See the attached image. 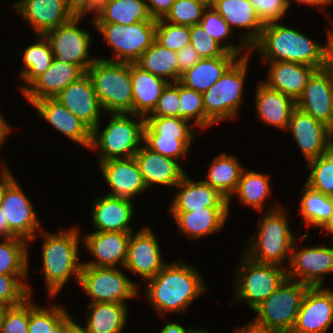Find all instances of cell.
Returning a JSON list of instances; mask_svg holds the SVG:
<instances>
[{
	"label": "cell",
	"mask_w": 333,
	"mask_h": 333,
	"mask_svg": "<svg viewBox=\"0 0 333 333\" xmlns=\"http://www.w3.org/2000/svg\"><path fill=\"white\" fill-rule=\"evenodd\" d=\"M145 293L155 312H186L189 305L206 291L202 275L184 261L167 263L146 281Z\"/></svg>",
	"instance_id": "cell-1"
},
{
	"label": "cell",
	"mask_w": 333,
	"mask_h": 333,
	"mask_svg": "<svg viewBox=\"0 0 333 333\" xmlns=\"http://www.w3.org/2000/svg\"><path fill=\"white\" fill-rule=\"evenodd\" d=\"M327 43L322 45L305 34L279 21L264 24L259 40L250 48L263 55L264 61H286L322 68L324 53L333 39V30L328 31Z\"/></svg>",
	"instance_id": "cell-2"
},
{
	"label": "cell",
	"mask_w": 333,
	"mask_h": 333,
	"mask_svg": "<svg viewBox=\"0 0 333 333\" xmlns=\"http://www.w3.org/2000/svg\"><path fill=\"white\" fill-rule=\"evenodd\" d=\"M41 234L43 235L41 270L44 272L48 294L55 298L54 296L65 287L69 278L75 277L79 282L83 265L78 259L80 234L76 227L56 234L47 231H42Z\"/></svg>",
	"instance_id": "cell-3"
},
{
	"label": "cell",
	"mask_w": 333,
	"mask_h": 333,
	"mask_svg": "<svg viewBox=\"0 0 333 333\" xmlns=\"http://www.w3.org/2000/svg\"><path fill=\"white\" fill-rule=\"evenodd\" d=\"M288 222L286 209L272 205L258 222L250 245L242 253L260 263L282 266L287 259L289 264L292 246L297 238Z\"/></svg>",
	"instance_id": "cell-4"
},
{
	"label": "cell",
	"mask_w": 333,
	"mask_h": 333,
	"mask_svg": "<svg viewBox=\"0 0 333 333\" xmlns=\"http://www.w3.org/2000/svg\"><path fill=\"white\" fill-rule=\"evenodd\" d=\"M110 116L103 131L99 130L100 125L92 130L89 149H98L99 162L134 157L144 144L145 117L132 113H111Z\"/></svg>",
	"instance_id": "cell-5"
},
{
	"label": "cell",
	"mask_w": 333,
	"mask_h": 333,
	"mask_svg": "<svg viewBox=\"0 0 333 333\" xmlns=\"http://www.w3.org/2000/svg\"><path fill=\"white\" fill-rule=\"evenodd\" d=\"M105 112L132 113L133 92L130 63L97 58L87 70Z\"/></svg>",
	"instance_id": "cell-6"
},
{
	"label": "cell",
	"mask_w": 333,
	"mask_h": 333,
	"mask_svg": "<svg viewBox=\"0 0 333 333\" xmlns=\"http://www.w3.org/2000/svg\"><path fill=\"white\" fill-rule=\"evenodd\" d=\"M310 286L286 278L282 284L253 311L257 316L249 323L274 333H291L305 293Z\"/></svg>",
	"instance_id": "cell-7"
},
{
	"label": "cell",
	"mask_w": 333,
	"mask_h": 333,
	"mask_svg": "<svg viewBox=\"0 0 333 333\" xmlns=\"http://www.w3.org/2000/svg\"><path fill=\"white\" fill-rule=\"evenodd\" d=\"M250 52L245 51L208 90L203 93L206 116L217 124L234 119L244 93Z\"/></svg>",
	"instance_id": "cell-8"
},
{
	"label": "cell",
	"mask_w": 333,
	"mask_h": 333,
	"mask_svg": "<svg viewBox=\"0 0 333 333\" xmlns=\"http://www.w3.org/2000/svg\"><path fill=\"white\" fill-rule=\"evenodd\" d=\"M235 270L234 302L245 301L252 310L268 298L287 278L280 265L260 263L245 254Z\"/></svg>",
	"instance_id": "cell-9"
},
{
	"label": "cell",
	"mask_w": 333,
	"mask_h": 333,
	"mask_svg": "<svg viewBox=\"0 0 333 333\" xmlns=\"http://www.w3.org/2000/svg\"><path fill=\"white\" fill-rule=\"evenodd\" d=\"M78 284L81 285L86 295L92 298L91 303L127 304L126 300L137 298L140 292L138 284L130 280L117 267L83 264Z\"/></svg>",
	"instance_id": "cell-10"
},
{
	"label": "cell",
	"mask_w": 333,
	"mask_h": 333,
	"mask_svg": "<svg viewBox=\"0 0 333 333\" xmlns=\"http://www.w3.org/2000/svg\"><path fill=\"white\" fill-rule=\"evenodd\" d=\"M91 23L113 48L117 57L106 60L135 63L155 41L156 21H142L126 26L94 23L93 20Z\"/></svg>",
	"instance_id": "cell-11"
},
{
	"label": "cell",
	"mask_w": 333,
	"mask_h": 333,
	"mask_svg": "<svg viewBox=\"0 0 333 333\" xmlns=\"http://www.w3.org/2000/svg\"><path fill=\"white\" fill-rule=\"evenodd\" d=\"M80 20L81 17H74L67 23L48 31L45 37L51 44L55 59L73 63L87 72L97 58L89 56L91 35L78 26Z\"/></svg>",
	"instance_id": "cell-12"
},
{
	"label": "cell",
	"mask_w": 333,
	"mask_h": 333,
	"mask_svg": "<svg viewBox=\"0 0 333 333\" xmlns=\"http://www.w3.org/2000/svg\"><path fill=\"white\" fill-rule=\"evenodd\" d=\"M296 241L292 246L289 267H286L287 278L310 287L324 286V278L333 272V247L319 245L300 249Z\"/></svg>",
	"instance_id": "cell-13"
},
{
	"label": "cell",
	"mask_w": 333,
	"mask_h": 333,
	"mask_svg": "<svg viewBox=\"0 0 333 333\" xmlns=\"http://www.w3.org/2000/svg\"><path fill=\"white\" fill-rule=\"evenodd\" d=\"M21 188L15 179L5 191L0 206L3 210L4 224H9L10 234L32 242L37 238V231L42 230L41 223L31 200Z\"/></svg>",
	"instance_id": "cell-14"
},
{
	"label": "cell",
	"mask_w": 333,
	"mask_h": 333,
	"mask_svg": "<svg viewBox=\"0 0 333 333\" xmlns=\"http://www.w3.org/2000/svg\"><path fill=\"white\" fill-rule=\"evenodd\" d=\"M333 324V290L309 287L291 333H326Z\"/></svg>",
	"instance_id": "cell-15"
},
{
	"label": "cell",
	"mask_w": 333,
	"mask_h": 333,
	"mask_svg": "<svg viewBox=\"0 0 333 333\" xmlns=\"http://www.w3.org/2000/svg\"><path fill=\"white\" fill-rule=\"evenodd\" d=\"M158 241L147 225L135 235L131 232L124 269L141 276L144 283L167 264L162 259Z\"/></svg>",
	"instance_id": "cell-16"
},
{
	"label": "cell",
	"mask_w": 333,
	"mask_h": 333,
	"mask_svg": "<svg viewBox=\"0 0 333 333\" xmlns=\"http://www.w3.org/2000/svg\"><path fill=\"white\" fill-rule=\"evenodd\" d=\"M286 130L291 132L306 162L330 149V128L298 107L293 110Z\"/></svg>",
	"instance_id": "cell-17"
},
{
	"label": "cell",
	"mask_w": 333,
	"mask_h": 333,
	"mask_svg": "<svg viewBox=\"0 0 333 333\" xmlns=\"http://www.w3.org/2000/svg\"><path fill=\"white\" fill-rule=\"evenodd\" d=\"M54 98L91 130L100 125L103 109L87 72L78 80L70 83Z\"/></svg>",
	"instance_id": "cell-18"
},
{
	"label": "cell",
	"mask_w": 333,
	"mask_h": 333,
	"mask_svg": "<svg viewBox=\"0 0 333 333\" xmlns=\"http://www.w3.org/2000/svg\"><path fill=\"white\" fill-rule=\"evenodd\" d=\"M102 175L112 197L131 199L142 194L147 187L134 157L109 159L99 162Z\"/></svg>",
	"instance_id": "cell-19"
},
{
	"label": "cell",
	"mask_w": 333,
	"mask_h": 333,
	"mask_svg": "<svg viewBox=\"0 0 333 333\" xmlns=\"http://www.w3.org/2000/svg\"><path fill=\"white\" fill-rule=\"evenodd\" d=\"M13 9L28 21L36 36L45 35L74 18L67 0H21L15 2Z\"/></svg>",
	"instance_id": "cell-20"
},
{
	"label": "cell",
	"mask_w": 333,
	"mask_h": 333,
	"mask_svg": "<svg viewBox=\"0 0 333 333\" xmlns=\"http://www.w3.org/2000/svg\"><path fill=\"white\" fill-rule=\"evenodd\" d=\"M131 233L93 231L82 236V247L95 257V261L83 262L87 266L124 268L127 259L128 242ZM97 260V261H96Z\"/></svg>",
	"instance_id": "cell-21"
},
{
	"label": "cell",
	"mask_w": 333,
	"mask_h": 333,
	"mask_svg": "<svg viewBox=\"0 0 333 333\" xmlns=\"http://www.w3.org/2000/svg\"><path fill=\"white\" fill-rule=\"evenodd\" d=\"M38 114L57 131L72 141L90 148L92 130L55 98H43L31 103Z\"/></svg>",
	"instance_id": "cell-22"
},
{
	"label": "cell",
	"mask_w": 333,
	"mask_h": 333,
	"mask_svg": "<svg viewBox=\"0 0 333 333\" xmlns=\"http://www.w3.org/2000/svg\"><path fill=\"white\" fill-rule=\"evenodd\" d=\"M85 73L81 67L73 63L61 62L54 58L50 67L22 93L30 104L43 98H54Z\"/></svg>",
	"instance_id": "cell-23"
},
{
	"label": "cell",
	"mask_w": 333,
	"mask_h": 333,
	"mask_svg": "<svg viewBox=\"0 0 333 333\" xmlns=\"http://www.w3.org/2000/svg\"><path fill=\"white\" fill-rule=\"evenodd\" d=\"M296 107L310 114L329 128L333 125V88L328 76L316 70L309 78Z\"/></svg>",
	"instance_id": "cell-24"
},
{
	"label": "cell",
	"mask_w": 333,
	"mask_h": 333,
	"mask_svg": "<svg viewBox=\"0 0 333 333\" xmlns=\"http://www.w3.org/2000/svg\"><path fill=\"white\" fill-rule=\"evenodd\" d=\"M91 214L92 224L96 231L133 232L130 226L134 215L131 199L109 195L96 197Z\"/></svg>",
	"instance_id": "cell-25"
},
{
	"label": "cell",
	"mask_w": 333,
	"mask_h": 333,
	"mask_svg": "<svg viewBox=\"0 0 333 333\" xmlns=\"http://www.w3.org/2000/svg\"><path fill=\"white\" fill-rule=\"evenodd\" d=\"M134 158L139 166L147 189L154 184L176 188L185 175L178 161L152 151L145 144L137 151Z\"/></svg>",
	"instance_id": "cell-26"
},
{
	"label": "cell",
	"mask_w": 333,
	"mask_h": 333,
	"mask_svg": "<svg viewBox=\"0 0 333 333\" xmlns=\"http://www.w3.org/2000/svg\"><path fill=\"white\" fill-rule=\"evenodd\" d=\"M170 212H191L203 207H228V200L204 180L195 181L186 173L176 186Z\"/></svg>",
	"instance_id": "cell-27"
},
{
	"label": "cell",
	"mask_w": 333,
	"mask_h": 333,
	"mask_svg": "<svg viewBox=\"0 0 333 333\" xmlns=\"http://www.w3.org/2000/svg\"><path fill=\"white\" fill-rule=\"evenodd\" d=\"M270 68L266 81L270 88L280 91L295 101L302 95L312 74L317 70L305 64L286 61H264Z\"/></svg>",
	"instance_id": "cell-28"
},
{
	"label": "cell",
	"mask_w": 333,
	"mask_h": 333,
	"mask_svg": "<svg viewBox=\"0 0 333 333\" xmlns=\"http://www.w3.org/2000/svg\"><path fill=\"white\" fill-rule=\"evenodd\" d=\"M212 6L233 30L247 28L242 33V41L251 48L258 40L264 28V23L257 16L249 0H215ZM249 31V32H248Z\"/></svg>",
	"instance_id": "cell-29"
},
{
	"label": "cell",
	"mask_w": 333,
	"mask_h": 333,
	"mask_svg": "<svg viewBox=\"0 0 333 333\" xmlns=\"http://www.w3.org/2000/svg\"><path fill=\"white\" fill-rule=\"evenodd\" d=\"M256 110L258 118L267 125H271L286 131L296 101L270 88L261 81L256 88Z\"/></svg>",
	"instance_id": "cell-30"
},
{
	"label": "cell",
	"mask_w": 333,
	"mask_h": 333,
	"mask_svg": "<svg viewBox=\"0 0 333 333\" xmlns=\"http://www.w3.org/2000/svg\"><path fill=\"white\" fill-rule=\"evenodd\" d=\"M180 233L193 239L222 230L228 219V207H203L191 212H170Z\"/></svg>",
	"instance_id": "cell-31"
},
{
	"label": "cell",
	"mask_w": 333,
	"mask_h": 333,
	"mask_svg": "<svg viewBox=\"0 0 333 333\" xmlns=\"http://www.w3.org/2000/svg\"><path fill=\"white\" fill-rule=\"evenodd\" d=\"M132 80V114L148 116L155 108L168 82L143 70L136 63H130Z\"/></svg>",
	"instance_id": "cell-32"
},
{
	"label": "cell",
	"mask_w": 333,
	"mask_h": 333,
	"mask_svg": "<svg viewBox=\"0 0 333 333\" xmlns=\"http://www.w3.org/2000/svg\"><path fill=\"white\" fill-rule=\"evenodd\" d=\"M238 58L236 54L227 51L220 57L203 58L184 71L178 82L189 89L204 93Z\"/></svg>",
	"instance_id": "cell-33"
},
{
	"label": "cell",
	"mask_w": 333,
	"mask_h": 333,
	"mask_svg": "<svg viewBox=\"0 0 333 333\" xmlns=\"http://www.w3.org/2000/svg\"><path fill=\"white\" fill-rule=\"evenodd\" d=\"M156 21L149 14L146 0H110L99 6L94 23H118L124 26Z\"/></svg>",
	"instance_id": "cell-34"
},
{
	"label": "cell",
	"mask_w": 333,
	"mask_h": 333,
	"mask_svg": "<svg viewBox=\"0 0 333 333\" xmlns=\"http://www.w3.org/2000/svg\"><path fill=\"white\" fill-rule=\"evenodd\" d=\"M244 169L235 156L223 153L215 157L204 180L228 200L229 212L230 202Z\"/></svg>",
	"instance_id": "cell-35"
},
{
	"label": "cell",
	"mask_w": 333,
	"mask_h": 333,
	"mask_svg": "<svg viewBox=\"0 0 333 333\" xmlns=\"http://www.w3.org/2000/svg\"><path fill=\"white\" fill-rule=\"evenodd\" d=\"M128 305L119 303H89L86 329L89 333H122L128 321Z\"/></svg>",
	"instance_id": "cell-36"
},
{
	"label": "cell",
	"mask_w": 333,
	"mask_h": 333,
	"mask_svg": "<svg viewBox=\"0 0 333 333\" xmlns=\"http://www.w3.org/2000/svg\"><path fill=\"white\" fill-rule=\"evenodd\" d=\"M135 63L143 70L166 80L168 83L179 81L177 52L162 47L156 41Z\"/></svg>",
	"instance_id": "cell-37"
},
{
	"label": "cell",
	"mask_w": 333,
	"mask_h": 333,
	"mask_svg": "<svg viewBox=\"0 0 333 333\" xmlns=\"http://www.w3.org/2000/svg\"><path fill=\"white\" fill-rule=\"evenodd\" d=\"M37 38L38 42L26 47L23 52V68L19 76L26 86H21V93L50 67L54 59L51 44L45 35H37Z\"/></svg>",
	"instance_id": "cell-38"
},
{
	"label": "cell",
	"mask_w": 333,
	"mask_h": 333,
	"mask_svg": "<svg viewBox=\"0 0 333 333\" xmlns=\"http://www.w3.org/2000/svg\"><path fill=\"white\" fill-rule=\"evenodd\" d=\"M269 181L267 174L244 169L233 196L238 195L241 204L261 211L264 200L271 194Z\"/></svg>",
	"instance_id": "cell-39"
},
{
	"label": "cell",
	"mask_w": 333,
	"mask_h": 333,
	"mask_svg": "<svg viewBox=\"0 0 333 333\" xmlns=\"http://www.w3.org/2000/svg\"><path fill=\"white\" fill-rule=\"evenodd\" d=\"M28 241L19 237L0 241V275H27Z\"/></svg>",
	"instance_id": "cell-40"
},
{
	"label": "cell",
	"mask_w": 333,
	"mask_h": 333,
	"mask_svg": "<svg viewBox=\"0 0 333 333\" xmlns=\"http://www.w3.org/2000/svg\"><path fill=\"white\" fill-rule=\"evenodd\" d=\"M301 192L303 195L299 210L305 225L321 228L333 212V197L322 194L306 184Z\"/></svg>",
	"instance_id": "cell-41"
},
{
	"label": "cell",
	"mask_w": 333,
	"mask_h": 333,
	"mask_svg": "<svg viewBox=\"0 0 333 333\" xmlns=\"http://www.w3.org/2000/svg\"><path fill=\"white\" fill-rule=\"evenodd\" d=\"M192 124L179 117L146 116L144 138H175V140H192Z\"/></svg>",
	"instance_id": "cell-42"
},
{
	"label": "cell",
	"mask_w": 333,
	"mask_h": 333,
	"mask_svg": "<svg viewBox=\"0 0 333 333\" xmlns=\"http://www.w3.org/2000/svg\"><path fill=\"white\" fill-rule=\"evenodd\" d=\"M179 103L178 117L187 121L194 119L193 127L207 129L215 125L205 114L203 93L179 83Z\"/></svg>",
	"instance_id": "cell-43"
},
{
	"label": "cell",
	"mask_w": 333,
	"mask_h": 333,
	"mask_svg": "<svg viewBox=\"0 0 333 333\" xmlns=\"http://www.w3.org/2000/svg\"><path fill=\"white\" fill-rule=\"evenodd\" d=\"M199 24L207 34L215 39L227 52H231L237 56L243 51L242 49L251 52L250 48L242 41V39H240V45H226L225 42L222 44L223 41L232 35L233 30L212 6L209 5L207 7Z\"/></svg>",
	"instance_id": "cell-44"
},
{
	"label": "cell",
	"mask_w": 333,
	"mask_h": 333,
	"mask_svg": "<svg viewBox=\"0 0 333 333\" xmlns=\"http://www.w3.org/2000/svg\"><path fill=\"white\" fill-rule=\"evenodd\" d=\"M307 164L310 173L305 184L333 197V151L329 149L322 156L309 160Z\"/></svg>",
	"instance_id": "cell-45"
},
{
	"label": "cell",
	"mask_w": 333,
	"mask_h": 333,
	"mask_svg": "<svg viewBox=\"0 0 333 333\" xmlns=\"http://www.w3.org/2000/svg\"><path fill=\"white\" fill-rule=\"evenodd\" d=\"M67 314L66 309L58 304L38 307L29 296L28 333H49Z\"/></svg>",
	"instance_id": "cell-46"
},
{
	"label": "cell",
	"mask_w": 333,
	"mask_h": 333,
	"mask_svg": "<svg viewBox=\"0 0 333 333\" xmlns=\"http://www.w3.org/2000/svg\"><path fill=\"white\" fill-rule=\"evenodd\" d=\"M208 6L203 0H175L163 19L176 25L193 26L200 23Z\"/></svg>",
	"instance_id": "cell-47"
},
{
	"label": "cell",
	"mask_w": 333,
	"mask_h": 333,
	"mask_svg": "<svg viewBox=\"0 0 333 333\" xmlns=\"http://www.w3.org/2000/svg\"><path fill=\"white\" fill-rule=\"evenodd\" d=\"M155 41L162 47L177 52L190 45V26L172 24L163 18L157 19Z\"/></svg>",
	"instance_id": "cell-48"
},
{
	"label": "cell",
	"mask_w": 333,
	"mask_h": 333,
	"mask_svg": "<svg viewBox=\"0 0 333 333\" xmlns=\"http://www.w3.org/2000/svg\"><path fill=\"white\" fill-rule=\"evenodd\" d=\"M24 279L27 275H0V308L19 305L32 295Z\"/></svg>",
	"instance_id": "cell-49"
},
{
	"label": "cell",
	"mask_w": 333,
	"mask_h": 333,
	"mask_svg": "<svg viewBox=\"0 0 333 333\" xmlns=\"http://www.w3.org/2000/svg\"><path fill=\"white\" fill-rule=\"evenodd\" d=\"M29 297L21 304L0 309V333H28Z\"/></svg>",
	"instance_id": "cell-50"
},
{
	"label": "cell",
	"mask_w": 333,
	"mask_h": 333,
	"mask_svg": "<svg viewBox=\"0 0 333 333\" xmlns=\"http://www.w3.org/2000/svg\"><path fill=\"white\" fill-rule=\"evenodd\" d=\"M149 149L180 162L188 154L192 140H175V138H144Z\"/></svg>",
	"instance_id": "cell-51"
},
{
	"label": "cell",
	"mask_w": 333,
	"mask_h": 333,
	"mask_svg": "<svg viewBox=\"0 0 333 333\" xmlns=\"http://www.w3.org/2000/svg\"><path fill=\"white\" fill-rule=\"evenodd\" d=\"M190 44L201 58H215L222 56L226 50L200 24L190 26Z\"/></svg>",
	"instance_id": "cell-52"
},
{
	"label": "cell",
	"mask_w": 333,
	"mask_h": 333,
	"mask_svg": "<svg viewBox=\"0 0 333 333\" xmlns=\"http://www.w3.org/2000/svg\"><path fill=\"white\" fill-rule=\"evenodd\" d=\"M179 105V82L168 83L148 116L178 117Z\"/></svg>",
	"instance_id": "cell-53"
},
{
	"label": "cell",
	"mask_w": 333,
	"mask_h": 333,
	"mask_svg": "<svg viewBox=\"0 0 333 333\" xmlns=\"http://www.w3.org/2000/svg\"><path fill=\"white\" fill-rule=\"evenodd\" d=\"M257 16L265 24L281 21L288 10L286 0H249Z\"/></svg>",
	"instance_id": "cell-54"
},
{
	"label": "cell",
	"mask_w": 333,
	"mask_h": 333,
	"mask_svg": "<svg viewBox=\"0 0 333 333\" xmlns=\"http://www.w3.org/2000/svg\"><path fill=\"white\" fill-rule=\"evenodd\" d=\"M201 56L194 49V47L190 44L184 46L179 51H177V62L179 65V79L181 74L187 69L192 68L199 60H201Z\"/></svg>",
	"instance_id": "cell-55"
},
{
	"label": "cell",
	"mask_w": 333,
	"mask_h": 333,
	"mask_svg": "<svg viewBox=\"0 0 333 333\" xmlns=\"http://www.w3.org/2000/svg\"><path fill=\"white\" fill-rule=\"evenodd\" d=\"M67 5L74 17L81 18L91 12L95 16L99 9L98 0H67Z\"/></svg>",
	"instance_id": "cell-56"
},
{
	"label": "cell",
	"mask_w": 333,
	"mask_h": 333,
	"mask_svg": "<svg viewBox=\"0 0 333 333\" xmlns=\"http://www.w3.org/2000/svg\"><path fill=\"white\" fill-rule=\"evenodd\" d=\"M175 0H146L147 8L152 19H162L170 11Z\"/></svg>",
	"instance_id": "cell-57"
},
{
	"label": "cell",
	"mask_w": 333,
	"mask_h": 333,
	"mask_svg": "<svg viewBox=\"0 0 333 333\" xmlns=\"http://www.w3.org/2000/svg\"><path fill=\"white\" fill-rule=\"evenodd\" d=\"M321 70L328 76L329 82L333 88V39L326 47Z\"/></svg>",
	"instance_id": "cell-58"
},
{
	"label": "cell",
	"mask_w": 333,
	"mask_h": 333,
	"mask_svg": "<svg viewBox=\"0 0 333 333\" xmlns=\"http://www.w3.org/2000/svg\"><path fill=\"white\" fill-rule=\"evenodd\" d=\"M10 170L5 167V165L2 166L0 171L1 176V182H0V203L4 197L5 191L9 187V185L15 180L13 177V174H11Z\"/></svg>",
	"instance_id": "cell-59"
},
{
	"label": "cell",
	"mask_w": 333,
	"mask_h": 333,
	"mask_svg": "<svg viewBox=\"0 0 333 333\" xmlns=\"http://www.w3.org/2000/svg\"><path fill=\"white\" fill-rule=\"evenodd\" d=\"M192 327L184 328L182 325H180L177 322H169L166 323L165 326L161 329L160 333H189L191 331Z\"/></svg>",
	"instance_id": "cell-60"
},
{
	"label": "cell",
	"mask_w": 333,
	"mask_h": 333,
	"mask_svg": "<svg viewBox=\"0 0 333 333\" xmlns=\"http://www.w3.org/2000/svg\"><path fill=\"white\" fill-rule=\"evenodd\" d=\"M295 2H298V3H302V4H309V5H312L316 8H319L320 6L322 7L321 10H323L326 6L328 5H331L330 4V0H293ZM287 2V7L289 8L290 7V4L292 2V0H286Z\"/></svg>",
	"instance_id": "cell-61"
},
{
	"label": "cell",
	"mask_w": 333,
	"mask_h": 333,
	"mask_svg": "<svg viewBox=\"0 0 333 333\" xmlns=\"http://www.w3.org/2000/svg\"><path fill=\"white\" fill-rule=\"evenodd\" d=\"M67 333H89L86 327L80 326L79 323L68 314V332Z\"/></svg>",
	"instance_id": "cell-62"
},
{
	"label": "cell",
	"mask_w": 333,
	"mask_h": 333,
	"mask_svg": "<svg viewBox=\"0 0 333 333\" xmlns=\"http://www.w3.org/2000/svg\"><path fill=\"white\" fill-rule=\"evenodd\" d=\"M4 120L2 113L0 112V148L2 147L3 142L6 140L7 135L11 132V127Z\"/></svg>",
	"instance_id": "cell-63"
},
{
	"label": "cell",
	"mask_w": 333,
	"mask_h": 333,
	"mask_svg": "<svg viewBox=\"0 0 333 333\" xmlns=\"http://www.w3.org/2000/svg\"><path fill=\"white\" fill-rule=\"evenodd\" d=\"M234 333H274V332L259 329L248 323L247 325L239 327L238 329L236 328Z\"/></svg>",
	"instance_id": "cell-64"
},
{
	"label": "cell",
	"mask_w": 333,
	"mask_h": 333,
	"mask_svg": "<svg viewBox=\"0 0 333 333\" xmlns=\"http://www.w3.org/2000/svg\"><path fill=\"white\" fill-rule=\"evenodd\" d=\"M0 235L3 236V238H14L10 234V227L9 224H4V216H3V210L0 206Z\"/></svg>",
	"instance_id": "cell-65"
},
{
	"label": "cell",
	"mask_w": 333,
	"mask_h": 333,
	"mask_svg": "<svg viewBox=\"0 0 333 333\" xmlns=\"http://www.w3.org/2000/svg\"><path fill=\"white\" fill-rule=\"evenodd\" d=\"M67 332H68V314L49 333H67Z\"/></svg>",
	"instance_id": "cell-66"
},
{
	"label": "cell",
	"mask_w": 333,
	"mask_h": 333,
	"mask_svg": "<svg viewBox=\"0 0 333 333\" xmlns=\"http://www.w3.org/2000/svg\"><path fill=\"white\" fill-rule=\"evenodd\" d=\"M321 228L322 231L325 230L326 233L333 234V212L331 216L327 219L326 223Z\"/></svg>",
	"instance_id": "cell-67"
},
{
	"label": "cell",
	"mask_w": 333,
	"mask_h": 333,
	"mask_svg": "<svg viewBox=\"0 0 333 333\" xmlns=\"http://www.w3.org/2000/svg\"><path fill=\"white\" fill-rule=\"evenodd\" d=\"M330 150L333 151V125L330 127Z\"/></svg>",
	"instance_id": "cell-68"
},
{
	"label": "cell",
	"mask_w": 333,
	"mask_h": 333,
	"mask_svg": "<svg viewBox=\"0 0 333 333\" xmlns=\"http://www.w3.org/2000/svg\"><path fill=\"white\" fill-rule=\"evenodd\" d=\"M189 333H210V332H208L207 330H204V328L203 329H194V328H192Z\"/></svg>",
	"instance_id": "cell-69"
},
{
	"label": "cell",
	"mask_w": 333,
	"mask_h": 333,
	"mask_svg": "<svg viewBox=\"0 0 333 333\" xmlns=\"http://www.w3.org/2000/svg\"><path fill=\"white\" fill-rule=\"evenodd\" d=\"M107 1H110V0H98V4L100 6L101 4H103V3L107 2Z\"/></svg>",
	"instance_id": "cell-70"
},
{
	"label": "cell",
	"mask_w": 333,
	"mask_h": 333,
	"mask_svg": "<svg viewBox=\"0 0 333 333\" xmlns=\"http://www.w3.org/2000/svg\"><path fill=\"white\" fill-rule=\"evenodd\" d=\"M205 1L206 3H208L209 5H211L215 0H203Z\"/></svg>",
	"instance_id": "cell-71"
}]
</instances>
